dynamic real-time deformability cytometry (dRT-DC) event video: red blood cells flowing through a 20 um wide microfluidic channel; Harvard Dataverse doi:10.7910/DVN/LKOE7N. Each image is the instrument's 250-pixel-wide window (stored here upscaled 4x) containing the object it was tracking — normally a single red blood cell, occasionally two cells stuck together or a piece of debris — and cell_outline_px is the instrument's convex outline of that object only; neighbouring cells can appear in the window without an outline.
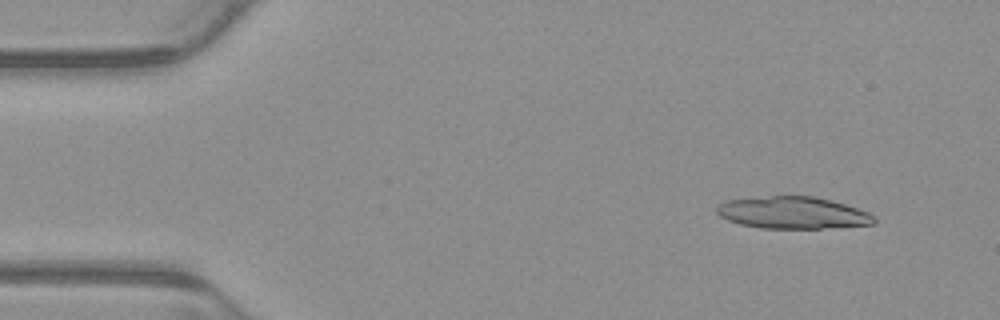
{"species": "common noctule bat (a hibernating species)", "species_latin": "Nyctalus noctula", "temperature_condition": "warm", "stored_images_in_passage": 15, "camera_frame_rate_fps": 3000, "um_per_image_px": 0.085, "animal": {"sex": "male", "body_mass_g": 23.1, "forearm_length_mm": 52.7}, "frame": {"image": 1, "passage_image": 5, "time_ms": 1.333, "image_size_px": [1000, 320], "cell_outline_px": [[876, 224], [820, 228], [760, 228], [740, 224], [728, 220], [720, 216], [716, 212], [716, 204], [724, 200], [772, 196], [816, 196], [844, 204], [868, 212], [876, 216]], "centroid_in_image_um": [67.36, 18.08], "position_along_channel_um": 17.6, "area_um2": 29.42}}